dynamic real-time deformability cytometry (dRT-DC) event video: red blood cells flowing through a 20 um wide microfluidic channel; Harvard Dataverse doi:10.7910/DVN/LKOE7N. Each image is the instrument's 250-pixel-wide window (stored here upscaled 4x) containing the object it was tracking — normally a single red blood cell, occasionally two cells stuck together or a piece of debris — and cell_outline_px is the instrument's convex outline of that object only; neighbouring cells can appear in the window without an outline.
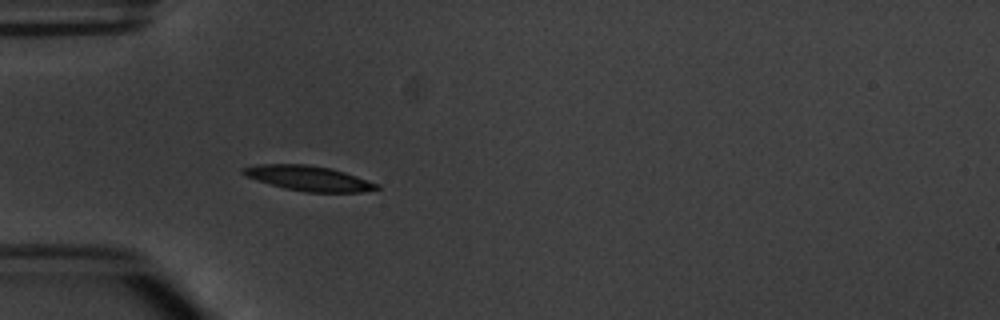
{"species": "common noctule bat (a hibernating species)", "species_latin": "Nyctalus noctula", "temperature_condition": "warm", "stored_images_in_passage": 6, "camera_frame_rate_fps": 3000, "um_per_image_px": 0.085, "animal": {"sex": "male", "body_mass_g": 20.1, "forearm_length_mm": 53.5}, "frame": {"image": 1, "passage_image": 6, "time_ms": 5.667, "image_size_px": [1000, 320], "cell_outline_px": [[380, 188], [360, 192], [304, 192], [284, 188], [256, 180], [244, 176], [240, 172], [240, 168], [256, 164], [308, 164], [332, 168], [380, 184]], "centroid_in_image_um": [26.18, 15.14], "position_along_channel_um": 58.8, "area_um2": 19.65}}